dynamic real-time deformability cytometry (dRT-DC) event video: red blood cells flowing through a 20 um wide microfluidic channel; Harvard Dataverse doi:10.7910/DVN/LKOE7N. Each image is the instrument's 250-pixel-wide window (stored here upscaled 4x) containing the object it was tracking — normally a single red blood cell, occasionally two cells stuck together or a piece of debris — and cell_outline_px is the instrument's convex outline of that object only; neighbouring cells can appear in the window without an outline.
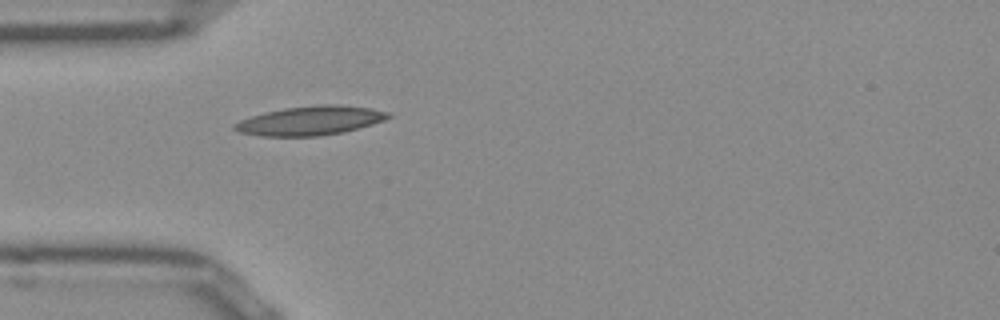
{"species": "Egyptian fruit bat (a non-hibernating species)", "species_latin": "Rousettus aegyptiacus", "temperature_condition": "room temperature", "stored_images_in_passage": 37, "camera_frame_rate_fps": 3000, "um_per_image_px": 0.085, "frame": {"image": 1, "passage_image": 1, "time_ms": 0.0, "image_size_px": [1000, 320], "cell_outline_px": [[392, 116], [384, 120], [372, 124], [344, 132], [320, 136], [260, 136], [240, 132], [232, 128], [232, 124], [240, 120], [264, 112], [284, 108], [320, 104], [340, 104], [372, 108], [388, 112]], "centroid_in_image_um": [26.37, 10.25], "position_along_channel_um": 58.6, "area_um2": 26.18}}
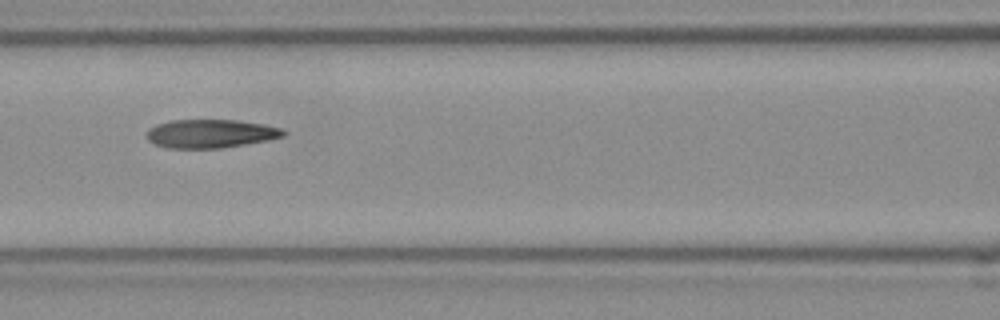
{"frame": {"image": 2, "passage_image": 8, "time_ms": 2.333, "image_size_px": [1000, 320], "cell_outline_px": [[288, 132], [284, 136], [268, 140], [220, 148], [168, 148], [152, 144], [148, 140], [148, 128], [156, 124], [168, 120], [236, 120], [264, 124], [284, 128]], "centroid_in_image_um": [17.91, 11.35], "position_along_channel_um": 148.7, "area_um2": 22.89}}
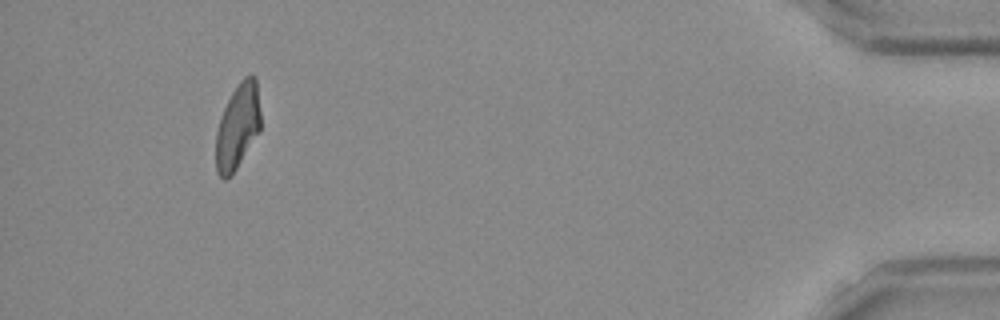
{"frame": {"image": 3, "passage_image": 34, "time_ms": 11.0, "image_size_px": [1000, 320], "cell_outline_px": [[260, 132], [232, 176], [228, 180], [224, 180], [216, 172], [216, 132], [224, 108], [232, 92], [240, 80], [244, 76], [252, 72], [256, 76], [260, 112]], "centroid_in_image_um": [20.22, 10.76], "position_along_channel_um": 415.0, "area_um2": 22.6}, "authors_computed_cell_mechanics": {"area_um2": 23.2934, "velocity_mm_per_s": 3.9167, "shape_relaxation_time_tau1_ms": 10.2392, "shape_relaxation_time_tau2_ms": 2.486, "deformation_change_tau1": 0.261, "deformation_change_tau2": 0.1002}}